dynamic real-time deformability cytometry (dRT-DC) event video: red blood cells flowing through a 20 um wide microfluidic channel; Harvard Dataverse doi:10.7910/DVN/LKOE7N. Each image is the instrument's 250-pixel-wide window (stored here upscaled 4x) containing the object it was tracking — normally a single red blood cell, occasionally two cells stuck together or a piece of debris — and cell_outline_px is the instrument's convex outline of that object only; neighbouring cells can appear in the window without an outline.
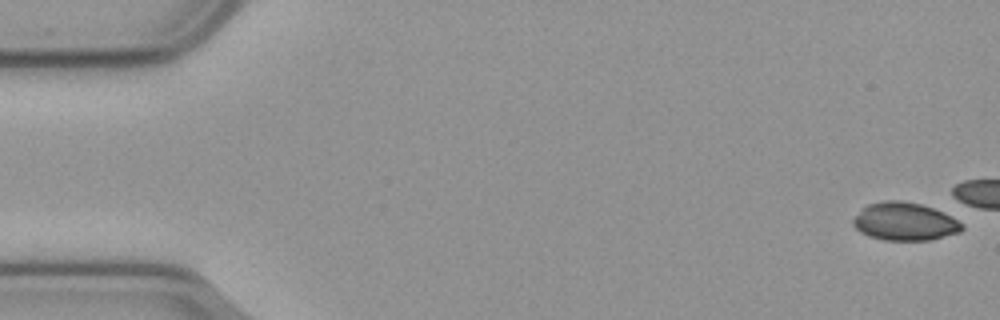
{"species": "common noctule bat (a hibernating species)", "species_latin": "Nyctalus noctula", "temperature_condition": "cold", "stored_images_in_passage": 5, "camera_frame_rate_fps": 3000, "um_per_image_px": 0.085, "animal": {"sex": "male", "body_mass_g": 23.1, "forearm_length_mm": 52.7}, "frame": {"image": 1, "passage_image": 1, "time_ms": 0.0, "image_size_px": [1000, 320], "cell_outline_px": [[964, 228], [960, 232], [932, 240], [884, 240], [868, 236], [860, 232], [852, 224], [852, 220], [868, 204], [884, 200], [900, 200], [920, 204], [932, 208], [956, 220]], "centroid_in_image_um": [76.86, 18.84], "position_along_channel_um": 8.1, "area_um2": 23.76}}